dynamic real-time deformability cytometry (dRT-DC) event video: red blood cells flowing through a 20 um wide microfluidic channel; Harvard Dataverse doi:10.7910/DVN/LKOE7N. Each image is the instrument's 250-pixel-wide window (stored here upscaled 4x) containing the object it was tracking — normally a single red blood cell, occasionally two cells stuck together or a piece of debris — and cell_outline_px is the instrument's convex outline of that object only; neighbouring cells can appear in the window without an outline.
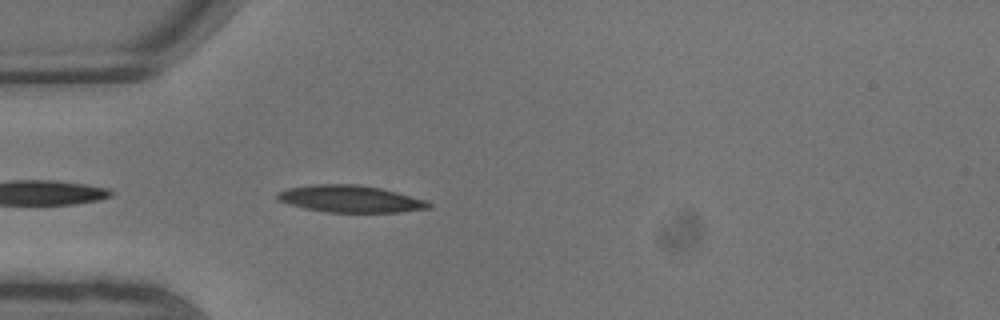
{"species": "common noctule bat (a hibernating species)", "species_latin": "Nyctalus noctula", "temperature_condition": "warm", "stored_images_in_passage": 6, "camera_frame_rate_fps": 3000, "um_per_image_px": 0.085, "animal": {"sex": "male", "body_mass_g": 13.3}, "frame": {"image": 1, "passage_image": 6, "time_ms": 1.667, "image_size_px": [1000, 320], "cell_outline_px": [[432, 208], [400, 212], [324, 212], [304, 208], [276, 200], [276, 192], [288, 188], [312, 184], [360, 184], [380, 188], [428, 200], [432, 204]], "centroid_in_image_um": [29.78, 16.9], "position_along_channel_um": 55.2, "area_um2": 24.04}}